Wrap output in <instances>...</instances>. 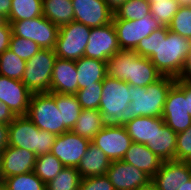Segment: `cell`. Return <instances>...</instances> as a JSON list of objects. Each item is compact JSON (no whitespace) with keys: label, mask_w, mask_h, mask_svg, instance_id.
I'll return each instance as SVG.
<instances>
[{"label":"cell","mask_w":191,"mask_h":190,"mask_svg":"<svg viewBox=\"0 0 191 190\" xmlns=\"http://www.w3.org/2000/svg\"><path fill=\"white\" fill-rule=\"evenodd\" d=\"M191 48V40L162 26L139 41L134 51L149 58L162 76L176 78Z\"/></svg>","instance_id":"obj_1"},{"label":"cell","mask_w":191,"mask_h":190,"mask_svg":"<svg viewBox=\"0 0 191 190\" xmlns=\"http://www.w3.org/2000/svg\"><path fill=\"white\" fill-rule=\"evenodd\" d=\"M106 76L146 87L159 80L162 74L149 58L139 56L134 50L120 49L106 61Z\"/></svg>","instance_id":"obj_2"},{"label":"cell","mask_w":191,"mask_h":190,"mask_svg":"<svg viewBox=\"0 0 191 190\" xmlns=\"http://www.w3.org/2000/svg\"><path fill=\"white\" fill-rule=\"evenodd\" d=\"M175 81L176 78L174 77L162 76L146 87L129 84L131 102L123 112V126L139 116L162 117L168 92Z\"/></svg>","instance_id":"obj_3"},{"label":"cell","mask_w":191,"mask_h":190,"mask_svg":"<svg viewBox=\"0 0 191 190\" xmlns=\"http://www.w3.org/2000/svg\"><path fill=\"white\" fill-rule=\"evenodd\" d=\"M56 135L40 130L27 116H16L9 124V146L29 150L37 156L50 153Z\"/></svg>","instance_id":"obj_4"},{"label":"cell","mask_w":191,"mask_h":190,"mask_svg":"<svg viewBox=\"0 0 191 190\" xmlns=\"http://www.w3.org/2000/svg\"><path fill=\"white\" fill-rule=\"evenodd\" d=\"M99 111L106 124L123 126V112L131 102L127 82L106 76L102 82Z\"/></svg>","instance_id":"obj_5"},{"label":"cell","mask_w":191,"mask_h":190,"mask_svg":"<svg viewBox=\"0 0 191 190\" xmlns=\"http://www.w3.org/2000/svg\"><path fill=\"white\" fill-rule=\"evenodd\" d=\"M40 130L56 136L69 131L62 124L61 112L55 103V92L32 94L26 115Z\"/></svg>","instance_id":"obj_6"},{"label":"cell","mask_w":191,"mask_h":190,"mask_svg":"<svg viewBox=\"0 0 191 190\" xmlns=\"http://www.w3.org/2000/svg\"><path fill=\"white\" fill-rule=\"evenodd\" d=\"M56 58L53 49H41L26 61L21 81L32 94L51 92V76Z\"/></svg>","instance_id":"obj_7"},{"label":"cell","mask_w":191,"mask_h":190,"mask_svg":"<svg viewBox=\"0 0 191 190\" xmlns=\"http://www.w3.org/2000/svg\"><path fill=\"white\" fill-rule=\"evenodd\" d=\"M91 28L77 21L59 27L58 37L54 48L58 58L76 61L84 57Z\"/></svg>","instance_id":"obj_8"},{"label":"cell","mask_w":191,"mask_h":190,"mask_svg":"<svg viewBox=\"0 0 191 190\" xmlns=\"http://www.w3.org/2000/svg\"><path fill=\"white\" fill-rule=\"evenodd\" d=\"M15 36L31 39L41 49L55 48L59 26L53 24L46 17L39 16L30 20L15 21L11 24Z\"/></svg>","instance_id":"obj_9"},{"label":"cell","mask_w":191,"mask_h":190,"mask_svg":"<svg viewBox=\"0 0 191 190\" xmlns=\"http://www.w3.org/2000/svg\"><path fill=\"white\" fill-rule=\"evenodd\" d=\"M120 49L134 50L139 41L162 27L151 14L140 20H124L113 18Z\"/></svg>","instance_id":"obj_10"},{"label":"cell","mask_w":191,"mask_h":190,"mask_svg":"<svg viewBox=\"0 0 191 190\" xmlns=\"http://www.w3.org/2000/svg\"><path fill=\"white\" fill-rule=\"evenodd\" d=\"M110 161L122 160L133 140L128 135L125 126L106 124L91 140Z\"/></svg>","instance_id":"obj_11"},{"label":"cell","mask_w":191,"mask_h":190,"mask_svg":"<svg viewBox=\"0 0 191 190\" xmlns=\"http://www.w3.org/2000/svg\"><path fill=\"white\" fill-rule=\"evenodd\" d=\"M120 50L114 24L91 28L84 57L107 61Z\"/></svg>","instance_id":"obj_12"},{"label":"cell","mask_w":191,"mask_h":190,"mask_svg":"<svg viewBox=\"0 0 191 190\" xmlns=\"http://www.w3.org/2000/svg\"><path fill=\"white\" fill-rule=\"evenodd\" d=\"M91 140L73 133L71 130L56 136L51 153L58 158L65 167L77 168L85 155Z\"/></svg>","instance_id":"obj_13"},{"label":"cell","mask_w":191,"mask_h":190,"mask_svg":"<svg viewBox=\"0 0 191 190\" xmlns=\"http://www.w3.org/2000/svg\"><path fill=\"white\" fill-rule=\"evenodd\" d=\"M162 118L174 132L179 133L191 126L184 93L174 84L167 95Z\"/></svg>","instance_id":"obj_14"},{"label":"cell","mask_w":191,"mask_h":190,"mask_svg":"<svg viewBox=\"0 0 191 190\" xmlns=\"http://www.w3.org/2000/svg\"><path fill=\"white\" fill-rule=\"evenodd\" d=\"M74 21L90 28L100 27L112 22L114 12L104 0H71Z\"/></svg>","instance_id":"obj_15"},{"label":"cell","mask_w":191,"mask_h":190,"mask_svg":"<svg viewBox=\"0 0 191 190\" xmlns=\"http://www.w3.org/2000/svg\"><path fill=\"white\" fill-rule=\"evenodd\" d=\"M106 176L115 190H136L151 182L147 174L123 160L111 161Z\"/></svg>","instance_id":"obj_16"},{"label":"cell","mask_w":191,"mask_h":190,"mask_svg":"<svg viewBox=\"0 0 191 190\" xmlns=\"http://www.w3.org/2000/svg\"><path fill=\"white\" fill-rule=\"evenodd\" d=\"M37 155L29 150L8 146L0 153L1 182L8 177L34 171Z\"/></svg>","instance_id":"obj_17"},{"label":"cell","mask_w":191,"mask_h":190,"mask_svg":"<svg viewBox=\"0 0 191 190\" xmlns=\"http://www.w3.org/2000/svg\"><path fill=\"white\" fill-rule=\"evenodd\" d=\"M32 93L17 79L0 75V102H4L15 116H26Z\"/></svg>","instance_id":"obj_18"},{"label":"cell","mask_w":191,"mask_h":190,"mask_svg":"<svg viewBox=\"0 0 191 190\" xmlns=\"http://www.w3.org/2000/svg\"><path fill=\"white\" fill-rule=\"evenodd\" d=\"M191 179V168L185 161L169 160L161 163L157 173L151 178L156 190H178Z\"/></svg>","instance_id":"obj_19"},{"label":"cell","mask_w":191,"mask_h":190,"mask_svg":"<svg viewBox=\"0 0 191 190\" xmlns=\"http://www.w3.org/2000/svg\"><path fill=\"white\" fill-rule=\"evenodd\" d=\"M75 61L56 58L51 76V92L76 94L78 78Z\"/></svg>","instance_id":"obj_20"},{"label":"cell","mask_w":191,"mask_h":190,"mask_svg":"<svg viewBox=\"0 0 191 190\" xmlns=\"http://www.w3.org/2000/svg\"><path fill=\"white\" fill-rule=\"evenodd\" d=\"M122 160L140 169L150 178L157 173L163 162L145 144L135 142L131 144Z\"/></svg>","instance_id":"obj_21"},{"label":"cell","mask_w":191,"mask_h":190,"mask_svg":"<svg viewBox=\"0 0 191 190\" xmlns=\"http://www.w3.org/2000/svg\"><path fill=\"white\" fill-rule=\"evenodd\" d=\"M177 133L165 123L154 125V135L151 144L146 146L161 160H175Z\"/></svg>","instance_id":"obj_22"},{"label":"cell","mask_w":191,"mask_h":190,"mask_svg":"<svg viewBox=\"0 0 191 190\" xmlns=\"http://www.w3.org/2000/svg\"><path fill=\"white\" fill-rule=\"evenodd\" d=\"M110 164L111 161L104 152L91 142L80 160L77 170L81 178L96 177L106 175Z\"/></svg>","instance_id":"obj_23"},{"label":"cell","mask_w":191,"mask_h":190,"mask_svg":"<svg viewBox=\"0 0 191 190\" xmlns=\"http://www.w3.org/2000/svg\"><path fill=\"white\" fill-rule=\"evenodd\" d=\"M78 78V90L103 82L106 77V62L89 57L75 61Z\"/></svg>","instance_id":"obj_24"},{"label":"cell","mask_w":191,"mask_h":190,"mask_svg":"<svg viewBox=\"0 0 191 190\" xmlns=\"http://www.w3.org/2000/svg\"><path fill=\"white\" fill-rule=\"evenodd\" d=\"M164 120L162 117H135L129 121L125 128L133 142L141 144H151L154 135V125H162Z\"/></svg>","instance_id":"obj_25"},{"label":"cell","mask_w":191,"mask_h":190,"mask_svg":"<svg viewBox=\"0 0 191 190\" xmlns=\"http://www.w3.org/2000/svg\"><path fill=\"white\" fill-rule=\"evenodd\" d=\"M105 125L98 109H82L71 131L92 140Z\"/></svg>","instance_id":"obj_26"},{"label":"cell","mask_w":191,"mask_h":190,"mask_svg":"<svg viewBox=\"0 0 191 190\" xmlns=\"http://www.w3.org/2000/svg\"><path fill=\"white\" fill-rule=\"evenodd\" d=\"M43 16L59 27L74 21L71 0H42Z\"/></svg>","instance_id":"obj_27"},{"label":"cell","mask_w":191,"mask_h":190,"mask_svg":"<svg viewBox=\"0 0 191 190\" xmlns=\"http://www.w3.org/2000/svg\"><path fill=\"white\" fill-rule=\"evenodd\" d=\"M55 103L62 116V124L70 131L82 110L75 94L55 93Z\"/></svg>","instance_id":"obj_28"},{"label":"cell","mask_w":191,"mask_h":190,"mask_svg":"<svg viewBox=\"0 0 191 190\" xmlns=\"http://www.w3.org/2000/svg\"><path fill=\"white\" fill-rule=\"evenodd\" d=\"M11 10L6 19L10 24L42 16V0H11Z\"/></svg>","instance_id":"obj_29"},{"label":"cell","mask_w":191,"mask_h":190,"mask_svg":"<svg viewBox=\"0 0 191 190\" xmlns=\"http://www.w3.org/2000/svg\"><path fill=\"white\" fill-rule=\"evenodd\" d=\"M0 187L3 190H46V184L34 171L5 178Z\"/></svg>","instance_id":"obj_30"},{"label":"cell","mask_w":191,"mask_h":190,"mask_svg":"<svg viewBox=\"0 0 191 190\" xmlns=\"http://www.w3.org/2000/svg\"><path fill=\"white\" fill-rule=\"evenodd\" d=\"M65 166L51 152L37 156L34 173L45 183L53 180Z\"/></svg>","instance_id":"obj_31"},{"label":"cell","mask_w":191,"mask_h":190,"mask_svg":"<svg viewBox=\"0 0 191 190\" xmlns=\"http://www.w3.org/2000/svg\"><path fill=\"white\" fill-rule=\"evenodd\" d=\"M150 14V3L147 0H126L117 10L113 18L124 20H140Z\"/></svg>","instance_id":"obj_32"},{"label":"cell","mask_w":191,"mask_h":190,"mask_svg":"<svg viewBox=\"0 0 191 190\" xmlns=\"http://www.w3.org/2000/svg\"><path fill=\"white\" fill-rule=\"evenodd\" d=\"M26 61L7 49L0 54V75L12 79L22 80Z\"/></svg>","instance_id":"obj_33"},{"label":"cell","mask_w":191,"mask_h":190,"mask_svg":"<svg viewBox=\"0 0 191 190\" xmlns=\"http://www.w3.org/2000/svg\"><path fill=\"white\" fill-rule=\"evenodd\" d=\"M80 173L75 167H65L53 180L46 184V190H78Z\"/></svg>","instance_id":"obj_34"},{"label":"cell","mask_w":191,"mask_h":190,"mask_svg":"<svg viewBox=\"0 0 191 190\" xmlns=\"http://www.w3.org/2000/svg\"><path fill=\"white\" fill-rule=\"evenodd\" d=\"M180 6L181 5L175 0L157 1L150 3V14L155 17L162 26H168Z\"/></svg>","instance_id":"obj_35"},{"label":"cell","mask_w":191,"mask_h":190,"mask_svg":"<svg viewBox=\"0 0 191 190\" xmlns=\"http://www.w3.org/2000/svg\"><path fill=\"white\" fill-rule=\"evenodd\" d=\"M168 28L171 32L191 40V6H180Z\"/></svg>","instance_id":"obj_36"},{"label":"cell","mask_w":191,"mask_h":190,"mask_svg":"<svg viewBox=\"0 0 191 190\" xmlns=\"http://www.w3.org/2000/svg\"><path fill=\"white\" fill-rule=\"evenodd\" d=\"M102 87V82H97L76 92L75 95L82 109H99Z\"/></svg>","instance_id":"obj_37"},{"label":"cell","mask_w":191,"mask_h":190,"mask_svg":"<svg viewBox=\"0 0 191 190\" xmlns=\"http://www.w3.org/2000/svg\"><path fill=\"white\" fill-rule=\"evenodd\" d=\"M9 50L21 59L27 61L41 50L40 46L31 39L15 36L12 33Z\"/></svg>","instance_id":"obj_38"},{"label":"cell","mask_w":191,"mask_h":190,"mask_svg":"<svg viewBox=\"0 0 191 190\" xmlns=\"http://www.w3.org/2000/svg\"><path fill=\"white\" fill-rule=\"evenodd\" d=\"M191 156V126L177 133L175 160L185 161Z\"/></svg>","instance_id":"obj_39"},{"label":"cell","mask_w":191,"mask_h":190,"mask_svg":"<svg viewBox=\"0 0 191 190\" xmlns=\"http://www.w3.org/2000/svg\"><path fill=\"white\" fill-rule=\"evenodd\" d=\"M78 190H115L106 175L82 178Z\"/></svg>","instance_id":"obj_40"},{"label":"cell","mask_w":191,"mask_h":190,"mask_svg":"<svg viewBox=\"0 0 191 190\" xmlns=\"http://www.w3.org/2000/svg\"><path fill=\"white\" fill-rule=\"evenodd\" d=\"M12 36V26L6 21L0 26V54L9 49L10 39Z\"/></svg>","instance_id":"obj_41"},{"label":"cell","mask_w":191,"mask_h":190,"mask_svg":"<svg viewBox=\"0 0 191 190\" xmlns=\"http://www.w3.org/2000/svg\"><path fill=\"white\" fill-rule=\"evenodd\" d=\"M176 80L191 83V48L187 56L185 57L182 69Z\"/></svg>","instance_id":"obj_42"},{"label":"cell","mask_w":191,"mask_h":190,"mask_svg":"<svg viewBox=\"0 0 191 190\" xmlns=\"http://www.w3.org/2000/svg\"><path fill=\"white\" fill-rule=\"evenodd\" d=\"M175 85L184 93L187 111L191 115V83L176 80Z\"/></svg>","instance_id":"obj_43"},{"label":"cell","mask_w":191,"mask_h":190,"mask_svg":"<svg viewBox=\"0 0 191 190\" xmlns=\"http://www.w3.org/2000/svg\"><path fill=\"white\" fill-rule=\"evenodd\" d=\"M15 117L10 108L4 102H0V123L10 124Z\"/></svg>","instance_id":"obj_44"},{"label":"cell","mask_w":191,"mask_h":190,"mask_svg":"<svg viewBox=\"0 0 191 190\" xmlns=\"http://www.w3.org/2000/svg\"><path fill=\"white\" fill-rule=\"evenodd\" d=\"M9 146V124L0 123V153Z\"/></svg>","instance_id":"obj_45"},{"label":"cell","mask_w":191,"mask_h":190,"mask_svg":"<svg viewBox=\"0 0 191 190\" xmlns=\"http://www.w3.org/2000/svg\"><path fill=\"white\" fill-rule=\"evenodd\" d=\"M11 6V0H0V14L6 19L10 14Z\"/></svg>","instance_id":"obj_46"},{"label":"cell","mask_w":191,"mask_h":190,"mask_svg":"<svg viewBox=\"0 0 191 190\" xmlns=\"http://www.w3.org/2000/svg\"><path fill=\"white\" fill-rule=\"evenodd\" d=\"M109 8L114 12L117 10L126 0H104Z\"/></svg>","instance_id":"obj_47"},{"label":"cell","mask_w":191,"mask_h":190,"mask_svg":"<svg viewBox=\"0 0 191 190\" xmlns=\"http://www.w3.org/2000/svg\"><path fill=\"white\" fill-rule=\"evenodd\" d=\"M136 190H156V188L152 182H149L146 186L139 187Z\"/></svg>","instance_id":"obj_48"},{"label":"cell","mask_w":191,"mask_h":190,"mask_svg":"<svg viewBox=\"0 0 191 190\" xmlns=\"http://www.w3.org/2000/svg\"><path fill=\"white\" fill-rule=\"evenodd\" d=\"M178 190H191V179L187 181L185 184H182Z\"/></svg>","instance_id":"obj_49"},{"label":"cell","mask_w":191,"mask_h":190,"mask_svg":"<svg viewBox=\"0 0 191 190\" xmlns=\"http://www.w3.org/2000/svg\"><path fill=\"white\" fill-rule=\"evenodd\" d=\"M178 2L181 6H187L191 4V0H175Z\"/></svg>","instance_id":"obj_50"},{"label":"cell","mask_w":191,"mask_h":190,"mask_svg":"<svg viewBox=\"0 0 191 190\" xmlns=\"http://www.w3.org/2000/svg\"><path fill=\"white\" fill-rule=\"evenodd\" d=\"M6 21H7L6 18L3 17V16L0 14V26L3 25Z\"/></svg>","instance_id":"obj_51"},{"label":"cell","mask_w":191,"mask_h":190,"mask_svg":"<svg viewBox=\"0 0 191 190\" xmlns=\"http://www.w3.org/2000/svg\"><path fill=\"white\" fill-rule=\"evenodd\" d=\"M186 164L191 168V156L185 160Z\"/></svg>","instance_id":"obj_52"},{"label":"cell","mask_w":191,"mask_h":190,"mask_svg":"<svg viewBox=\"0 0 191 190\" xmlns=\"http://www.w3.org/2000/svg\"><path fill=\"white\" fill-rule=\"evenodd\" d=\"M149 3H154V2H157V1H161V0H147Z\"/></svg>","instance_id":"obj_53"}]
</instances>
